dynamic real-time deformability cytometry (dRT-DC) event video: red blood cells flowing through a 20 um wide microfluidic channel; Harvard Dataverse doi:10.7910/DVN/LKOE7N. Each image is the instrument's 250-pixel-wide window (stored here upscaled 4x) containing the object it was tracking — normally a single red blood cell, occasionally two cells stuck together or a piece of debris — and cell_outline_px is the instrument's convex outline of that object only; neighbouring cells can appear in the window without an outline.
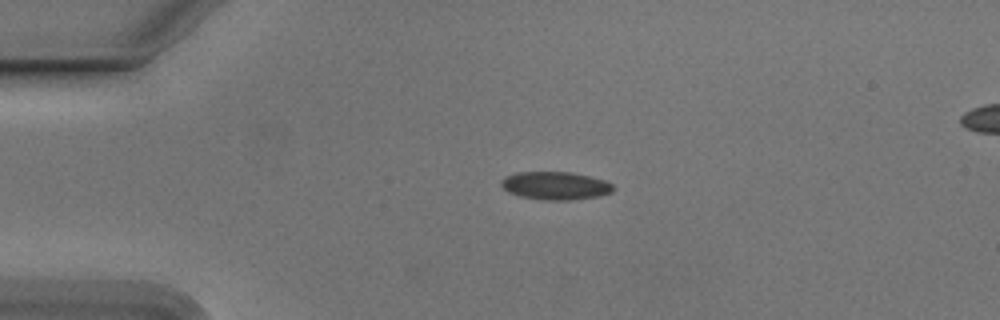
{"species": "Egyptian fruit bat (a non-hibernating species)", "species_latin": "Rousettus aegyptiacus", "temperature_condition": "cold", "stored_images_in_passage": 42, "camera_frame_rate_fps": 3000, "um_per_image_px": 0.085, "animal": {"sex": "male"}, "frame": {"image": 1, "passage_image": 1, "time_ms": 0.0, "image_size_px": [1000, 320], "cell_outline_px": [[616, 188], [612, 192], [600, 196], [572, 200], [544, 200], [520, 196], [508, 192], [500, 184], [500, 180], [516, 172], [568, 172], [588, 176], [604, 180], [612, 184]], "centroid_in_image_um": [47.22, 15.79], "position_along_channel_um": 37.8, "area_um2": 18.26}}
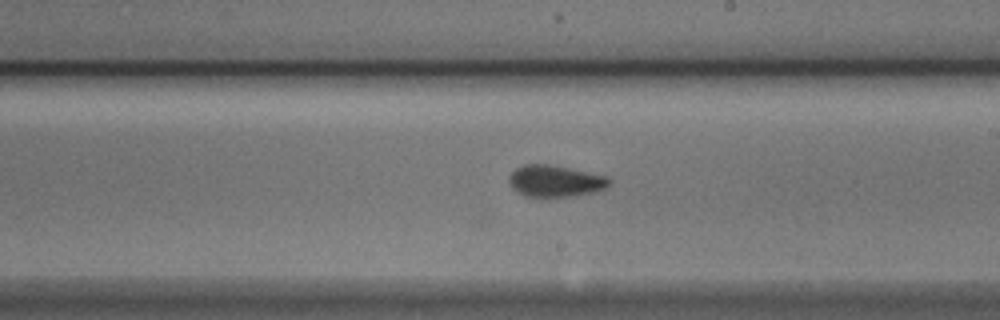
{"frame": {"image": 2, "passage_image": 20, "time_ms": 6.333, "image_size_px": [1000, 320], "cell_outline_px": [[612, 184], [608, 188], [592, 192], [572, 196], [540, 200], [524, 196], [516, 192], [512, 188], [508, 180], [508, 176], [516, 168], [524, 164], [548, 164], [608, 176], [612, 180]], "centroid_in_image_um": [47.18, 15.43], "position_along_channel_um": 241.8, "area_um2": 19.25}}
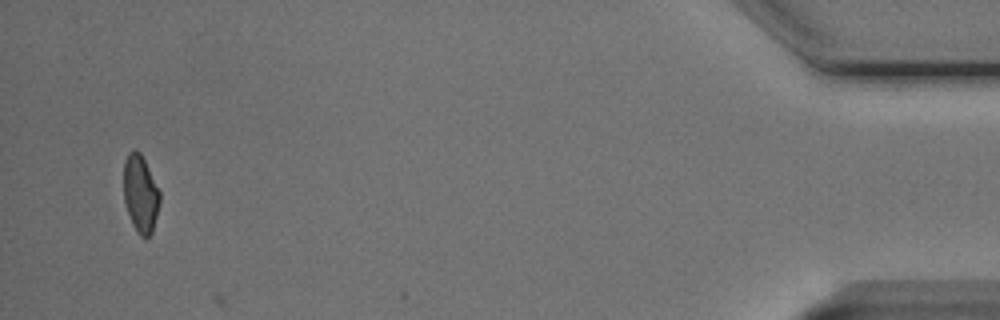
{"frame": {"image": 3, "passage_image": 41, "time_ms": 13.333, "image_size_px": [1000, 320], "cell_outline_px": [[160, 204], [152, 232], [148, 236], [140, 236], [136, 232], [132, 224], [124, 200], [124, 160], [128, 152], [132, 148], [136, 148], [140, 152], [160, 192]], "centroid_in_image_um": [11.93, 16.44], "position_along_channel_um": 423.3, "area_um2": 16.3}, "authors_computed_cell_mechanics": {"area_um2": 17.8891, "velocity_mm_per_s": 3.7829, "shape_relaxation_time_tau1_ms": null, "shape_relaxation_time_tau2_ms": 1.3264, "deformation_change_tau1": null, "deformation_change_tau2": 0.0582}}